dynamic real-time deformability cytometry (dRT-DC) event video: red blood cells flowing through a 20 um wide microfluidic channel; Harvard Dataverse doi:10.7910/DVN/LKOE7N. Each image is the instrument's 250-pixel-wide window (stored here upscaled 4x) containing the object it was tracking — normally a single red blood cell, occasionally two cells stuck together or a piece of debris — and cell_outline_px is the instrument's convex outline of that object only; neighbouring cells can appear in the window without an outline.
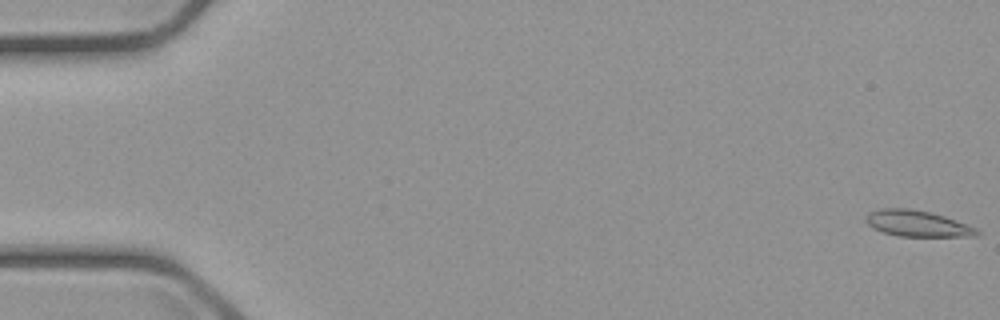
{"species": "common noctule bat (a hibernating species)", "species_latin": "Nyctalus noctula", "temperature_condition": "cold", "stored_images_in_passage": 56, "camera_frame_rate_fps": 3000, "um_per_image_px": 0.085, "animal": {"sex": "male", "body_mass_g": 23.1, "forearm_length_mm": 52.7}, "frame": {"image": 1, "passage_image": 1, "time_ms": 0.0, "image_size_px": [1000, 320], "cell_outline_px": [[980, 236], [900, 236], [884, 232], [872, 228], [864, 220], [868, 212], [880, 208], [908, 208], [932, 212], [944, 216], [976, 228], [980, 232]], "centroid_in_image_um": [77.94, 18.99], "position_along_channel_um": 7.1, "area_um2": 16.88}}
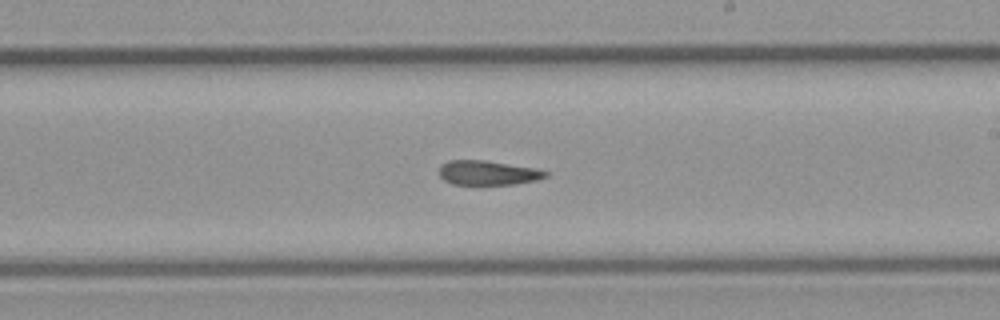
{"frame": {"image": 2, "passage_image": 33, "time_ms": 10.667, "image_size_px": [1000, 320], "cell_outline_px": [[548, 176], [536, 180], [512, 184], [452, 184], [444, 180], [440, 176], [440, 164], [448, 160], [484, 160], [536, 168], [548, 172]], "centroid_in_image_um": [41.45, 14.68], "position_along_channel_um": 247.5, "area_um2": 15.09}}
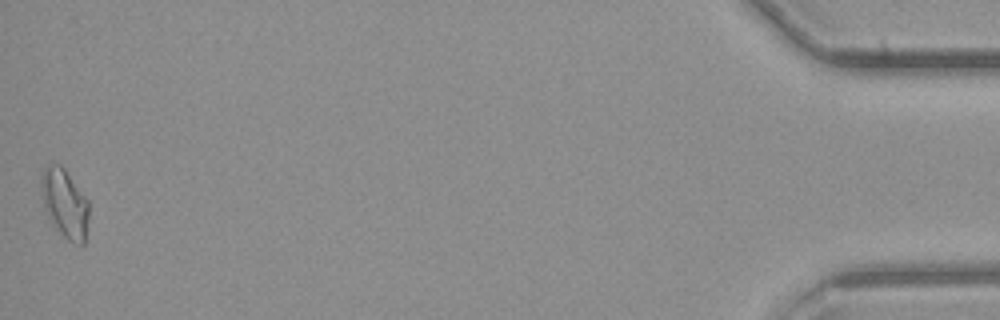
{"frame": {"image": 3, "passage_image": 56, "time_ms": 18.333, "image_size_px": [1000, 320], "cell_outline_px": [[88, 216], [84, 244], [80, 248], [72, 244], [52, 224], [44, 208], [40, 196], [40, 172], [48, 164], [60, 164], [64, 168], [88, 200]], "centroid_in_image_um": [5.47, 17.3], "position_along_channel_um": 429.7, "area_um2": 19.48}, "authors_computed_cell_mechanics": {"area_um2": 16.5886, "velocity_mm_per_s": 3.6926, "shape_relaxation_time_tau1_ms": null, "shape_relaxation_time_tau2_ms": 7.6676, "deformation_change_tau1": null, "deformation_change_tau2": 0.1571}}